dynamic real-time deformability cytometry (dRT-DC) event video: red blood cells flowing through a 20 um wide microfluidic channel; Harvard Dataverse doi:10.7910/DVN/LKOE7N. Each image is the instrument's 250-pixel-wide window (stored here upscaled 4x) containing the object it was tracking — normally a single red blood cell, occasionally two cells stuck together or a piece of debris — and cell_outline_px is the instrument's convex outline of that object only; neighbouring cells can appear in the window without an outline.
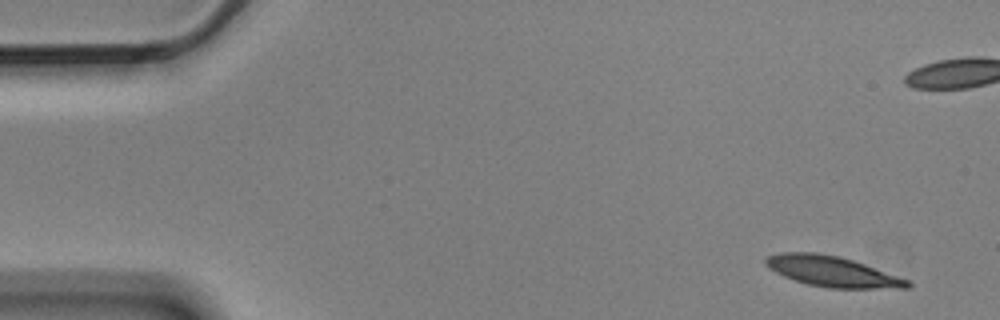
{"species": "Egyptian fruit bat (a non-hibernating species)", "species_latin": "Rousettus aegyptiacus", "temperature_condition": "cold", "stored_images_in_passage": 6, "camera_frame_rate_fps": 3000, "um_per_image_px": 0.085, "animal": {"sex": "male"}, "frame": {"image": 1, "passage_image": 1, "time_ms": 0.0, "image_size_px": [1000, 320], "cell_outline_px": [[912, 284], [908, 288], [828, 288], [808, 284], [784, 276], [768, 268], [764, 264], [764, 260], [768, 256], [780, 252], [816, 252], [836, 256], [852, 260], [864, 264], [908, 280]], "centroid_in_image_um": [70.69, 23.07], "position_along_channel_um": 14.3, "area_um2": 24.85}}